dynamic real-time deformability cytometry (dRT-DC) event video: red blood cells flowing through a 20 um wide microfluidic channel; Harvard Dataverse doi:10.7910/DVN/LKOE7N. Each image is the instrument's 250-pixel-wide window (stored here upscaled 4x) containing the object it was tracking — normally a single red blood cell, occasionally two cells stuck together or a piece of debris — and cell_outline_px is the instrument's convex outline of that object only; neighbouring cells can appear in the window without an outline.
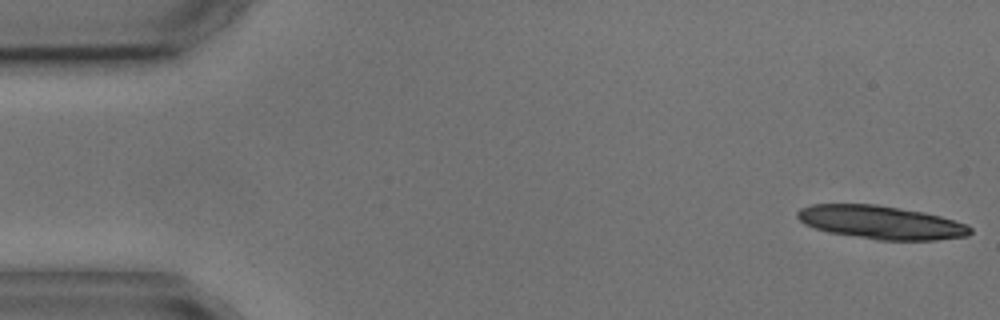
{"species": "common noctule bat (a hibernating species)", "species_latin": "Nyctalus noctula", "temperature_condition": "cold", "stored_images_in_passage": 4, "camera_frame_rate_fps": 3000, "um_per_image_px": 0.085, "animal": {"sex": "male", "body_mass_g": 17.9, "forearm_length_mm": 54.2}, "frame": {"image": 1, "passage_image": 1, "time_ms": 0.0, "image_size_px": [1000, 320], "cell_outline_px": [[972, 232], [968, 236], [936, 240], [880, 240], [828, 232], [804, 224], [796, 216], [796, 212], [800, 208], [812, 204], [876, 204], [924, 212], [940, 216], [968, 224], [972, 228]], "centroid_in_image_um": [74.9, 18.9], "position_along_channel_um": 10.1, "area_um2": 33.64}}